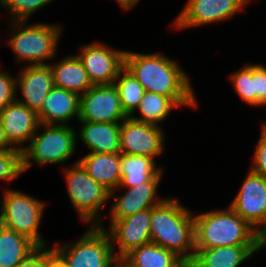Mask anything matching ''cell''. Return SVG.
I'll return each mask as SVG.
<instances>
[{"instance_id":"17","label":"cell","mask_w":266,"mask_h":267,"mask_svg":"<svg viewBox=\"0 0 266 267\" xmlns=\"http://www.w3.org/2000/svg\"><path fill=\"white\" fill-rule=\"evenodd\" d=\"M266 65V64H265ZM260 62H246L237 70L227 75L232 90L241 101V104L260 109L266 98V66ZM229 77V78H228Z\"/></svg>"},{"instance_id":"9","label":"cell","mask_w":266,"mask_h":267,"mask_svg":"<svg viewBox=\"0 0 266 267\" xmlns=\"http://www.w3.org/2000/svg\"><path fill=\"white\" fill-rule=\"evenodd\" d=\"M253 0H187L182 10L171 22L174 31L200 28L209 24L228 23L241 13L247 15V8ZM247 7V8H246Z\"/></svg>"},{"instance_id":"18","label":"cell","mask_w":266,"mask_h":267,"mask_svg":"<svg viewBox=\"0 0 266 267\" xmlns=\"http://www.w3.org/2000/svg\"><path fill=\"white\" fill-rule=\"evenodd\" d=\"M0 123L11 142L20 150L29 144L41 124L36 112L16 100L0 112Z\"/></svg>"},{"instance_id":"14","label":"cell","mask_w":266,"mask_h":267,"mask_svg":"<svg viewBox=\"0 0 266 267\" xmlns=\"http://www.w3.org/2000/svg\"><path fill=\"white\" fill-rule=\"evenodd\" d=\"M229 207L254 229L266 225V179L248 169Z\"/></svg>"},{"instance_id":"32","label":"cell","mask_w":266,"mask_h":267,"mask_svg":"<svg viewBox=\"0 0 266 267\" xmlns=\"http://www.w3.org/2000/svg\"><path fill=\"white\" fill-rule=\"evenodd\" d=\"M260 135L254 144L252 163L249 168L266 179V124H261Z\"/></svg>"},{"instance_id":"3","label":"cell","mask_w":266,"mask_h":267,"mask_svg":"<svg viewBox=\"0 0 266 267\" xmlns=\"http://www.w3.org/2000/svg\"><path fill=\"white\" fill-rule=\"evenodd\" d=\"M7 24L3 42L12 51L17 68L49 64L60 51L64 24L39 21H8Z\"/></svg>"},{"instance_id":"6","label":"cell","mask_w":266,"mask_h":267,"mask_svg":"<svg viewBox=\"0 0 266 267\" xmlns=\"http://www.w3.org/2000/svg\"><path fill=\"white\" fill-rule=\"evenodd\" d=\"M72 164V165H71ZM62 168L66 194L82 225H100L109 206L110 191L90 177L79 159Z\"/></svg>"},{"instance_id":"29","label":"cell","mask_w":266,"mask_h":267,"mask_svg":"<svg viewBox=\"0 0 266 267\" xmlns=\"http://www.w3.org/2000/svg\"><path fill=\"white\" fill-rule=\"evenodd\" d=\"M53 2L54 0H0V7L5 11L7 22L31 21L36 12L44 10Z\"/></svg>"},{"instance_id":"26","label":"cell","mask_w":266,"mask_h":267,"mask_svg":"<svg viewBox=\"0 0 266 267\" xmlns=\"http://www.w3.org/2000/svg\"><path fill=\"white\" fill-rule=\"evenodd\" d=\"M180 109L169 97L153 92H145L143 99L139 103L131 118L163 127L164 122L172 114V111Z\"/></svg>"},{"instance_id":"12","label":"cell","mask_w":266,"mask_h":267,"mask_svg":"<svg viewBox=\"0 0 266 267\" xmlns=\"http://www.w3.org/2000/svg\"><path fill=\"white\" fill-rule=\"evenodd\" d=\"M165 132L163 127L127 117L120 125L121 153L146 156L157 161L166 155Z\"/></svg>"},{"instance_id":"1","label":"cell","mask_w":266,"mask_h":267,"mask_svg":"<svg viewBox=\"0 0 266 267\" xmlns=\"http://www.w3.org/2000/svg\"><path fill=\"white\" fill-rule=\"evenodd\" d=\"M163 51L134 52L126 50L125 68L144 87L145 92H153L169 97L179 108L198 109L200 102L190 74L175 58Z\"/></svg>"},{"instance_id":"30","label":"cell","mask_w":266,"mask_h":267,"mask_svg":"<svg viewBox=\"0 0 266 267\" xmlns=\"http://www.w3.org/2000/svg\"><path fill=\"white\" fill-rule=\"evenodd\" d=\"M22 174H24L22 151H0V181L5 184L0 190L11 188V183Z\"/></svg>"},{"instance_id":"20","label":"cell","mask_w":266,"mask_h":267,"mask_svg":"<svg viewBox=\"0 0 266 267\" xmlns=\"http://www.w3.org/2000/svg\"><path fill=\"white\" fill-rule=\"evenodd\" d=\"M79 113L80 96L54 86L44 99L38 118L41 124L71 126L73 120L78 121Z\"/></svg>"},{"instance_id":"27","label":"cell","mask_w":266,"mask_h":267,"mask_svg":"<svg viewBox=\"0 0 266 267\" xmlns=\"http://www.w3.org/2000/svg\"><path fill=\"white\" fill-rule=\"evenodd\" d=\"M124 258L135 267H180L184 263L174 252L152 242L131 250Z\"/></svg>"},{"instance_id":"24","label":"cell","mask_w":266,"mask_h":267,"mask_svg":"<svg viewBox=\"0 0 266 267\" xmlns=\"http://www.w3.org/2000/svg\"><path fill=\"white\" fill-rule=\"evenodd\" d=\"M121 183L119 187H135L150 181L153 177H163L165 166L146 156L122 154L120 152ZM159 165V166H158Z\"/></svg>"},{"instance_id":"19","label":"cell","mask_w":266,"mask_h":267,"mask_svg":"<svg viewBox=\"0 0 266 267\" xmlns=\"http://www.w3.org/2000/svg\"><path fill=\"white\" fill-rule=\"evenodd\" d=\"M77 143L82 144L87 152L118 153L120 149L121 122L77 121ZM81 142V143H80Z\"/></svg>"},{"instance_id":"33","label":"cell","mask_w":266,"mask_h":267,"mask_svg":"<svg viewBox=\"0 0 266 267\" xmlns=\"http://www.w3.org/2000/svg\"><path fill=\"white\" fill-rule=\"evenodd\" d=\"M54 253L52 246H38L15 267H47Z\"/></svg>"},{"instance_id":"7","label":"cell","mask_w":266,"mask_h":267,"mask_svg":"<svg viewBox=\"0 0 266 267\" xmlns=\"http://www.w3.org/2000/svg\"><path fill=\"white\" fill-rule=\"evenodd\" d=\"M36 197L13 188L1 190L0 224L26 236L37 246H50L52 243L40 232L48 203Z\"/></svg>"},{"instance_id":"25","label":"cell","mask_w":266,"mask_h":267,"mask_svg":"<svg viewBox=\"0 0 266 267\" xmlns=\"http://www.w3.org/2000/svg\"><path fill=\"white\" fill-rule=\"evenodd\" d=\"M37 247L26 236L0 224V267H15Z\"/></svg>"},{"instance_id":"31","label":"cell","mask_w":266,"mask_h":267,"mask_svg":"<svg viewBox=\"0 0 266 267\" xmlns=\"http://www.w3.org/2000/svg\"><path fill=\"white\" fill-rule=\"evenodd\" d=\"M0 61V112L10 103L16 100V74L5 68Z\"/></svg>"},{"instance_id":"35","label":"cell","mask_w":266,"mask_h":267,"mask_svg":"<svg viewBox=\"0 0 266 267\" xmlns=\"http://www.w3.org/2000/svg\"><path fill=\"white\" fill-rule=\"evenodd\" d=\"M266 249V225L260 227L257 230V237H256V255ZM262 250V251H261Z\"/></svg>"},{"instance_id":"28","label":"cell","mask_w":266,"mask_h":267,"mask_svg":"<svg viewBox=\"0 0 266 267\" xmlns=\"http://www.w3.org/2000/svg\"><path fill=\"white\" fill-rule=\"evenodd\" d=\"M114 85L119 92L122 108L126 115L130 117L143 99L145 89L125 67L115 79Z\"/></svg>"},{"instance_id":"13","label":"cell","mask_w":266,"mask_h":267,"mask_svg":"<svg viewBox=\"0 0 266 267\" xmlns=\"http://www.w3.org/2000/svg\"><path fill=\"white\" fill-rule=\"evenodd\" d=\"M150 220L151 208L119 220H107L108 226H100L109 235L116 258L124 257L131 250L151 242Z\"/></svg>"},{"instance_id":"15","label":"cell","mask_w":266,"mask_h":267,"mask_svg":"<svg viewBox=\"0 0 266 267\" xmlns=\"http://www.w3.org/2000/svg\"><path fill=\"white\" fill-rule=\"evenodd\" d=\"M127 117L114 84L93 85L80 96L78 121L115 123Z\"/></svg>"},{"instance_id":"38","label":"cell","mask_w":266,"mask_h":267,"mask_svg":"<svg viewBox=\"0 0 266 267\" xmlns=\"http://www.w3.org/2000/svg\"><path fill=\"white\" fill-rule=\"evenodd\" d=\"M114 267H135L130 264L124 257L116 258Z\"/></svg>"},{"instance_id":"21","label":"cell","mask_w":266,"mask_h":267,"mask_svg":"<svg viewBox=\"0 0 266 267\" xmlns=\"http://www.w3.org/2000/svg\"><path fill=\"white\" fill-rule=\"evenodd\" d=\"M57 56L49 63L54 86L82 96L93 85L81 60L75 53L66 54L59 60Z\"/></svg>"},{"instance_id":"8","label":"cell","mask_w":266,"mask_h":267,"mask_svg":"<svg viewBox=\"0 0 266 267\" xmlns=\"http://www.w3.org/2000/svg\"><path fill=\"white\" fill-rule=\"evenodd\" d=\"M58 240V241H57ZM52 244L54 254L67 267H114V255L107 232L99 225H87L86 230L76 240Z\"/></svg>"},{"instance_id":"36","label":"cell","mask_w":266,"mask_h":267,"mask_svg":"<svg viewBox=\"0 0 266 267\" xmlns=\"http://www.w3.org/2000/svg\"><path fill=\"white\" fill-rule=\"evenodd\" d=\"M118 4V7L121 8L122 12H130L138 6L139 2L137 0H115Z\"/></svg>"},{"instance_id":"23","label":"cell","mask_w":266,"mask_h":267,"mask_svg":"<svg viewBox=\"0 0 266 267\" xmlns=\"http://www.w3.org/2000/svg\"><path fill=\"white\" fill-rule=\"evenodd\" d=\"M80 156L79 162L86 169L88 175L106 189L112 191L121 183L120 152L95 153L88 152Z\"/></svg>"},{"instance_id":"2","label":"cell","mask_w":266,"mask_h":267,"mask_svg":"<svg viewBox=\"0 0 266 267\" xmlns=\"http://www.w3.org/2000/svg\"><path fill=\"white\" fill-rule=\"evenodd\" d=\"M150 238L155 243L174 252L184 262H191L195 254L193 210L177 196H167L151 208Z\"/></svg>"},{"instance_id":"40","label":"cell","mask_w":266,"mask_h":267,"mask_svg":"<svg viewBox=\"0 0 266 267\" xmlns=\"http://www.w3.org/2000/svg\"><path fill=\"white\" fill-rule=\"evenodd\" d=\"M266 108V98H265V100L261 103V105H260V108ZM263 124H266V122H263Z\"/></svg>"},{"instance_id":"10","label":"cell","mask_w":266,"mask_h":267,"mask_svg":"<svg viewBox=\"0 0 266 267\" xmlns=\"http://www.w3.org/2000/svg\"><path fill=\"white\" fill-rule=\"evenodd\" d=\"M103 41L81 44L76 55L81 60L92 85L114 84L125 67L126 50L113 48Z\"/></svg>"},{"instance_id":"5","label":"cell","mask_w":266,"mask_h":267,"mask_svg":"<svg viewBox=\"0 0 266 267\" xmlns=\"http://www.w3.org/2000/svg\"><path fill=\"white\" fill-rule=\"evenodd\" d=\"M76 127L73 125L40 124L29 144L22 150L23 171L26 173L34 165H62L74 159L79 147Z\"/></svg>"},{"instance_id":"16","label":"cell","mask_w":266,"mask_h":267,"mask_svg":"<svg viewBox=\"0 0 266 267\" xmlns=\"http://www.w3.org/2000/svg\"><path fill=\"white\" fill-rule=\"evenodd\" d=\"M17 72L16 101L38 114L44 99L54 87L50 65L22 66Z\"/></svg>"},{"instance_id":"11","label":"cell","mask_w":266,"mask_h":267,"mask_svg":"<svg viewBox=\"0 0 266 267\" xmlns=\"http://www.w3.org/2000/svg\"><path fill=\"white\" fill-rule=\"evenodd\" d=\"M162 181L163 177H153L150 181L135 187H118L110 191V203L107 207L108 212L106 211L108 214L99 226H106V218H108L107 220H119L159 205L166 198V195L162 198L158 191Z\"/></svg>"},{"instance_id":"34","label":"cell","mask_w":266,"mask_h":267,"mask_svg":"<svg viewBox=\"0 0 266 267\" xmlns=\"http://www.w3.org/2000/svg\"><path fill=\"white\" fill-rule=\"evenodd\" d=\"M0 151H22L18 149L11 142L1 123H0Z\"/></svg>"},{"instance_id":"22","label":"cell","mask_w":266,"mask_h":267,"mask_svg":"<svg viewBox=\"0 0 266 267\" xmlns=\"http://www.w3.org/2000/svg\"><path fill=\"white\" fill-rule=\"evenodd\" d=\"M256 245L195 248L193 267H242L256 257Z\"/></svg>"},{"instance_id":"4","label":"cell","mask_w":266,"mask_h":267,"mask_svg":"<svg viewBox=\"0 0 266 267\" xmlns=\"http://www.w3.org/2000/svg\"><path fill=\"white\" fill-rule=\"evenodd\" d=\"M193 211L195 248L256 245L257 230L229 206Z\"/></svg>"},{"instance_id":"37","label":"cell","mask_w":266,"mask_h":267,"mask_svg":"<svg viewBox=\"0 0 266 267\" xmlns=\"http://www.w3.org/2000/svg\"><path fill=\"white\" fill-rule=\"evenodd\" d=\"M47 267H67L54 253L51 255V261Z\"/></svg>"},{"instance_id":"39","label":"cell","mask_w":266,"mask_h":267,"mask_svg":"<svg viewBox=\"0 0 266 267\" xmlns=\"http://www.w3.org/2000/svg\"><path fill=\"white\" fill-rule=\"evenodd\" d=\"M180 267H193L191 262H184Z\"/></svg>"}]
</instances>
